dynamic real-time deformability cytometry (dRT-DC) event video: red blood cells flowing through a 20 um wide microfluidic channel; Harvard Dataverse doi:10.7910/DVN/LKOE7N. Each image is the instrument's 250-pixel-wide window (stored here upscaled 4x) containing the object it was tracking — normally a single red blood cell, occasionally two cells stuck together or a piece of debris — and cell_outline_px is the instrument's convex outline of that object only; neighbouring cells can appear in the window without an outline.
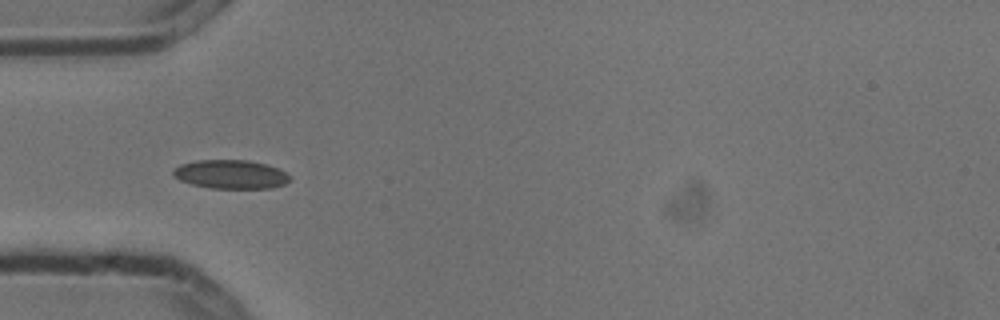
{"species": "common noctule bat (a hibernating species)", "species_latin": "Nyctalus noctula", "temperature_condition": "cold", "stored_images_in_passage": 8, "camera_frame_rate_fps": 3000, "um_per_image_px": 0.085, "animal": {"sex": "male", "body_mass_g": 13.3}, "frame": {"image": 1, "passage_image": 4, "time_ms": 1.0, "image_size_px": [1000, 320], "cell_outline_px": [[292, 180], [284, 184], [272, 188], [212, 188], [192, 184], [180, 180], [172, 176], [172, 172], [180, 164], [196, 160], [248, 160], [268, 164], [284, 172]], "centroid_in_image_um": [19.6, 14.81], "position_along_channel_um": 65.4, "area_um2": 19.54}}
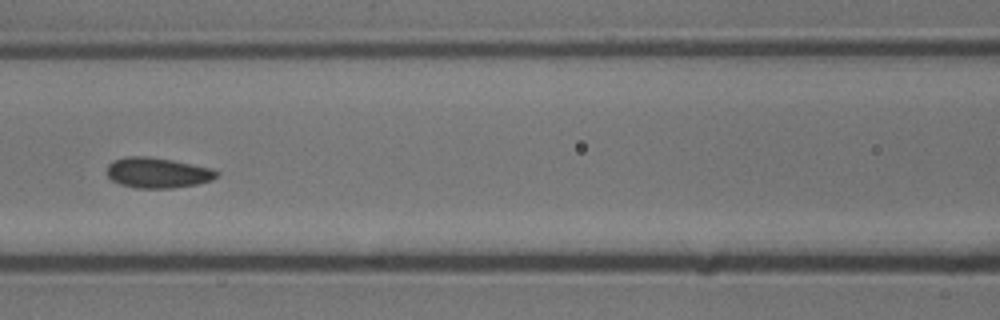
{"frame": {"image": 2, "passage_image": 6, "time_ms": 1.667, "image_size_px": [1000, 320], "cell_outline_px": [[220, 172], [212, 180], [196, 184], [172, 188], [136, 188], [120, 184], [112, 180], [108, 176], [108, 164], [112, 160], [124, 156], [148, 156], [172, 160], [212, 168]], "centroid_in_image_um": [13.38, 14.67], "position_along_channel_um": 153.2, "area_um2": 19.48}}
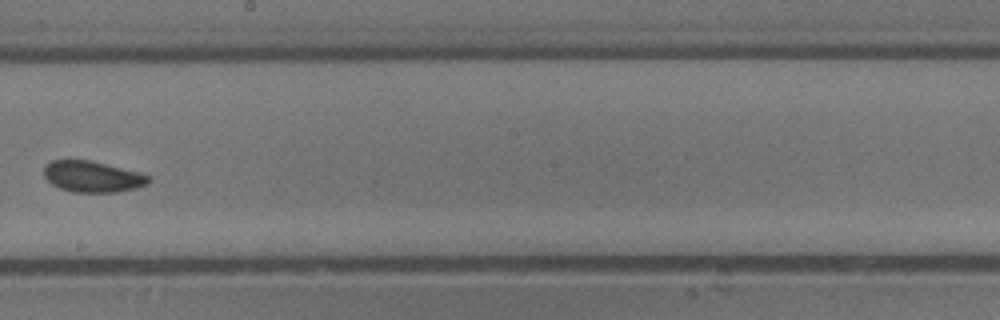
{"frame": {"image": 3, "passage_image": 8, "time_ms": 2.333, "image_size_px": [1000, 320], "cell_outline_px": [[152, 180], [148, 184], [136, 188], [116, 192], [72, 192], [60, 188], [52, 184], [44, 176], [44, 168], [52, 160], [88, 160], [136, 172], [148, 176]], "centroid_in_image_um": [7.84, 15.03], "position_along_channel_um": 240.4, "area_um2": 18.61}}